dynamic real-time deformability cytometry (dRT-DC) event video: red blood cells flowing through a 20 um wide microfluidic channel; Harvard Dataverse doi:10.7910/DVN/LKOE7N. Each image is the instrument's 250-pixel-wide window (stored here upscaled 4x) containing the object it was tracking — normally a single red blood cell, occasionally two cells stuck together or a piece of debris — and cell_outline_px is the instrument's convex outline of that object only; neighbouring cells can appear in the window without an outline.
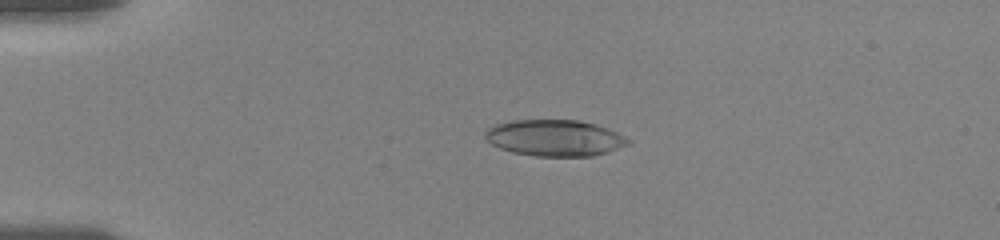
{"species": "human", "species_latin": "Homo sapiens", "temperature_condition": "room temperature", "stored_images_in_passage": 36, "camera_frame_rate_fps": 3000, "um_per_image_px": 0.085, "donor": {"sex": "female"}, "frame": {"image": 1, "passage_image": 6, "time_ms": 4.0, "image_size_px": [1000, 240], "cell_outline_px": [[632, 144], [608, 152], [592, 156], [536, 156], [512, 152], [500, 148], [492, 144], [484, 136], [484, 132], [488, 128], [496, 124], [512, 120], [580, 120], [596, 124], [608, 128], [632, 140]], "centroid_in_image_um": [47.19, 11.72], "position_along_channel_um": 37.8, "area_um2": 30.46}}
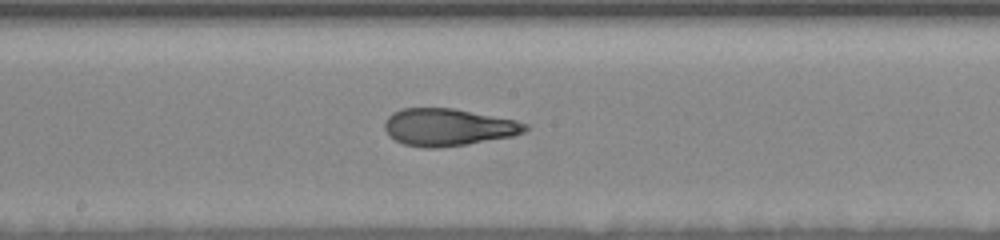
{"frame": {"image": 2, "passage_image": 21, "time_ms": 10.0, "image_size_px": [1000, 240], "cell_outline_px": [[528, 128], [524, 132], [512, 136], [464, 144], [436, 148], [428, 148], [404, 144], [388, 136], [384, 128], [384, 124], [388, 116], [392, 112], [404, 108], [452, 108], [516, 120], [528, 124]], "centroid_in_image_um": [38.06, 10.8], "position_along_channel_um": 210.1, "area_um2": 30.29}}
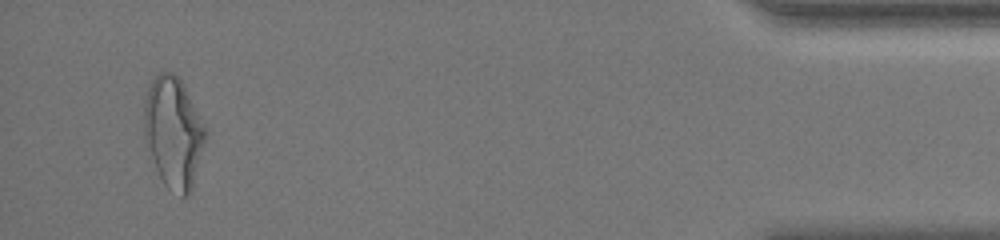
{"frame": {"image": 3, "passage_image": 36, "time_ms": 17.667, "image_size_px": [1000, 240], "cell_outline_px": [[208, 132], [192, 188], [188, 196], [180, 196], [168, 188], [164, 184], [156, 168], [144, 140], [144, 104], [148, 88], [152, 80], [160, 72], [172, 72], [180, 80], [204, 124]], "centroid_in_image_um": [14.74, 11.28], "position_along_channel_um": 420.5, "area_um2": 39.3}, "authors_computed_cell_mechanics": {"area_um2": 30.8074, "velocity_mm_per_s": 3.594, "shape_relaxation_time_tau1_ms": 5.2625, "shape_relaxation_time_tau2_ms": 1.5892, "deformation_change_tau1": 0.2301, "deformation_change_tau2": 0.1032}}